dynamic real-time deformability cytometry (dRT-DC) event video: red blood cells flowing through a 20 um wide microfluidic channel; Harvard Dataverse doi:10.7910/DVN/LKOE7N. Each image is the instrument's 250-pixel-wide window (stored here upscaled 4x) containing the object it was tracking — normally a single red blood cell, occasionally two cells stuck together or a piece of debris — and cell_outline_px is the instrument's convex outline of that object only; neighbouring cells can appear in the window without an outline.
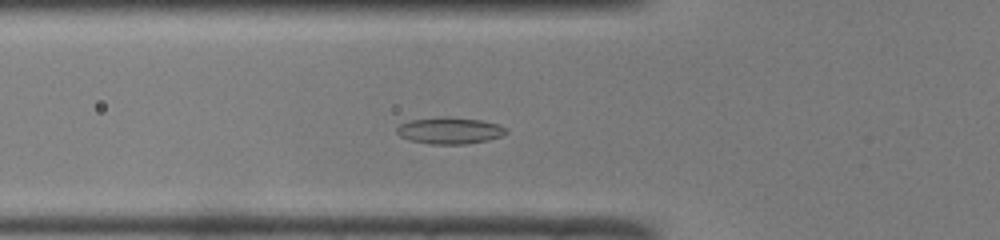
{"species": "common noctule bat (a hibernating species)", "species_latin": "Nyctalus noctula", "temperature_condition": "room temperature", "stored_images_in_passage": 36, "camera_frame_rate_fps": 3000, "um_per_image_px": 0.085, "animal": {"sex": "male", "body_mass_g": 19.0, "forearm_length_mm": 50.8}, "frame": {"image": 1, "passage_image": 4, "time_ms": 1.0, "image_size_px": [1000, 240], "cell_outline_px": [[508, 132], [500, 136], [488, 140], [468, 144], [428, 144], [408, 140], [400, 136], [396, 132], [396, 128], [400, 124], [412, 120], [440, 116], [448, 116], [480, 120], [500, 124], [508, 128]], "centroid_in_image_um": [38.24, 11.1], "position_along_channel_um": 87.6, "area_um2": 17.22}}
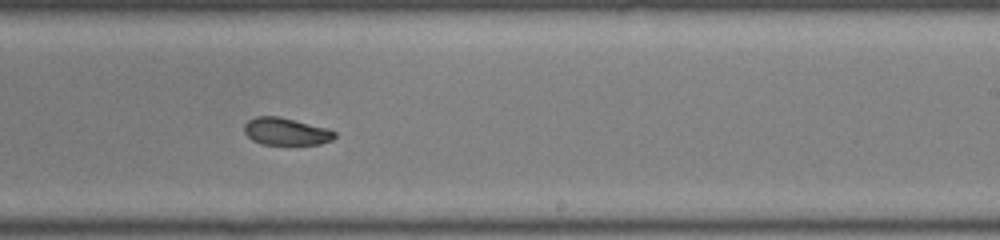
{"frame": {"image": 2, "passage_image": 17, "time_ms": 5.333, "image_size_px": [1000, 240], "cell_outline_px": [[336, 136], [332, 140], [320, 144], [260, 144], [252, 140], [244, 132], [244, 124], [248, 120], [256, 116], [276, 116], [328, 128], [336, 132]], "centroid_in_image_um": [24.3, 11.18], "position_along_channel_um": 264.7, "area_um2": 14.33}}
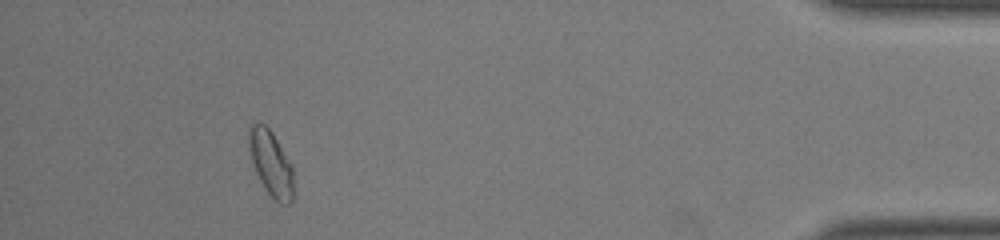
{"frame": {"image": 3, "passage_image": 32, "time_ms": 10.333, "image_size_px": [1000, 240], "cell_outline_px": [[292, 200], [288, 204], [280, 204], [264, 188], [252, 164], [248, 144], [248, 124], [252, 120], [264, 124], [272, 132], [292, 164]], "centroid_in_image_um": [22.98, 13.81], "position_along_channel_um": 412.2, "area_um2": 17.11}, "authors_computed_cell_mechanics": {"area_um2": 15.895, "velocity_mm_per_s": 4.0959, "shape_relaxation_time_tau1_ms": 8.1897, "shape_relaxation_time_tau2_ms": 3.7725, "deformation_change_tau1": 0.1568, "deformation_change_tau2": 0.0784}}